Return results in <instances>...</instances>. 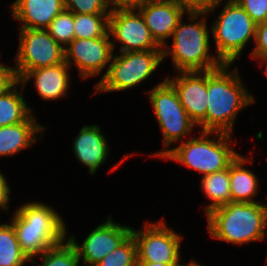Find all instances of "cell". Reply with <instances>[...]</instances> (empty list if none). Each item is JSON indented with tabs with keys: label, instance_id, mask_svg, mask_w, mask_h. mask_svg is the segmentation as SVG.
<instances>
[{
	"label": "cell",
	"instance_id": "6da1fadb",
	"mask_svg": "<svg viewBox=\"0 0 267 266\" xmlns=\"http://www.w3.org/2000/svg\"><path fill=\"white\" fill-rule=\"evenodd\" d=\"M231 65L223 64L207 71L206 131L233 134L235 119L240 111L256 103L244 86L238 68L231 70Z\"/></svg>",
	"mask_w": 267,
	"mask_h": 266
},
{
	"label": "cell",
	"instance_id": "7a4b0ae2",
	"mask_svg": "<svg viewBox=\"0 0 267 266\" xmlns=\"http://www.w3.org/2000/svg\"><path fill=\"white\" fill-rule=\"evenodd\" d=\"M14 211L9 220L15 229L21 250L31 265L37 264L36 256L67 238L66 224L54 207L42 201H31Z\"/></svg>",
	"mask_w": 267,
	"mask_h": 266
},
{
	"label": "cell",
	"instance_id": "3957f363",
	"mask_svg": "<svg viewBox=\"0 0 267 266\" xmlns=\"http://www.w3.org/2000/svg\"><path fill=\"white\" fill-rule=\"evenodd\" d=\"M207 15L187 13L189 22L180 19L171 37L172 47H162L163 59L170 56L177 73L214 70L224 64L216 54H210L212 28L207 26Z\"/></svg>",
	"mask_w": 267,
	"mask_h": 266
},
{
	"label": "cell",
	"instance_id": "277c9868",
	"mask_svg": "<svg viewBox=\"0 0 267 266\" xmlns=\"http://www.w3.org/2000/svg\"><path fill=\"white\" fill-rule=\"evenodd\" d=\"M207 231L216 240L242 246L265 239L267 204L230 202L207 215Z\"/></svg>",
	"mask_w": 267,
	"mask_h": 266
},
{
	"label": "cell",
	"instance_id": "5b68a950",
	"mask_svg": "<svg viewBox=\"0 0 267 266\" xmlns=\"http://www.w3.org/2000/svg\"><path fill=\"white\" fill-rule=\"evenodd\" d=\"M198 137H191L170 148L162 159L178 162L204 176L229 168L240 154L233 148L232 134L201 131Z\"/></svg>",
	"mask_w": 267,
	"mask_h": 266
},
{
	"label": "cell",
	"instance_id": "8992f818",
	"mask_svg": "<svg viewBox=\"0 0 267 266\" xmlns=\"http://www.w3.org/2000/svg\"><path fill=\"white\" fill-rule=\"evenodd\" d=\"M256 26L237 2L223 4L222 11L211 25L217 57L224 64L237 61L248 41H255Z\"/></svg>",
	"mask_w": 267,
	"mask_h": 266
},
{
	"label": "cell",
	"instance_id": "52a82bcc",
	"mask_svg": "<svg viewBox=\"0 0 267 266\" xmlns=\"http://www.w3.org/2000/svg\"><path fill=\"white\" fill-rule=\"evenodd\" d=\"M147 95L162 131L164 142V149L153 153L152 156L162 158L169 152L171 145L184 141V138L188 139L189 134L197 125L190 119L180 103L175 88L166 78L148 91Z\"/></svg>",
	"mask_w": 267,
	"mask_h": 266
},
{
	"label": "cell",
	"instance_id": "ba28073f",
	"mask_svg": "<svg viewBox=\"0 0 267 266\" xmlns=\"http://www.w3.org/2000/svg\"><path fill=\"white\" fill-rule=\"evenodd\" d=\"M163 50L113 54L106 75L95 84V94L129 90L142 84L163 62Z\"/></svg>",
	"mask_w": 267,
	"mask_h": 266
},
{
	"label": "cell",
	"instance_id": "9c48e42d",
	"mask_svg": "<svg viewBox=\"0 0 267 266\" xmlns=\"http://www.w3.org/2000/svg\"><path fill=\"white\" fill-rule=\"evenodd\" d=\"M19 44L13 66L19 80L27 71L65 61L64 48L45 29H19Z\"/></svg>",
	"mask_w": 267,
	"mask_h": 266
},
{
	"label": "cell",
	"instance_id": "30bf717a",
	"mask_svg": "<svg viewBox=\"0 0 267 266\" xmlns=\"http://www.w3.org/2000/svg\"><path fill=\"white\" fill-rule=\"evenodd\" d=\"M143 228L138 231L132 228L131 232L137 245L138 262L182 263L181 234L168 227L164 219L155 223L147 222Z\"/></svg>",
	"mask_w": 267,
	"mask_h": 266
},
{
	"label": "cell",
	"instance_id": "8fae6325",
	"mask_svg": "<svg viewBox=\"0 0 267 266\" xmlns=\"http://www.w3.org/2000/svg\"><path fill=\"white\" fill-rule=\"evenodd\" d=\"M109 32L103 36L93 39L74 38L65 48V62L78 70L81 80L100 75L105 69L106 75L115 53ZM107 68V69H106Z\"/></svg>",
	"mask_w": 267,
	"mask_h": 266
},
{
	"label": "cell",
	"instance_id": "7c38bea8",
	"mask_svg": "<svg viewBox=\"0 0 267 266\" xmlns=\"http://www.w3.org/2000/svg\"><path fill=\"white\" fill-rule=\"evenodd\" d=\"M108 32L114 41L113 50L115 43H121L119 52L163 50L151 36L143 16L137 9L111 11Z\"/></svg>",
	"mask_w": 267,
	"mask_h": 266
},
{
	"label": "cell",
	"instance_id": "4fadbf2b",
	"mask_svg": "<svg viewBox=\"0 0 267 266\" xmlns=\"http://www.w3.org/2000/svg\"><path fill=\"white\" fill-rule=\"evenodd\" d=\"M130 226L115 223L112 216L108 215L105 222L100 223L83 240L80 245L74 235L67 238L75 247L79 262L85 266H96L105 256L120 246L132 232Z\"/></svg>",
	"mask_w": 267,
	"mask_h": 266
},
{
	"label": "cell",
	"instance_id": "5bb4252c",
	"mask_svg": "<svg viewBox=\"0 0 267 266\" xmlns=\"http://www.w3.org/2000/svg\"><path fill=\"white\" fill-rule=\"evenodd\" d=\"M179 74V75H178ZM166 79L175 88L180 103L190 119L206 131V111L208 104L207 71L179 72Z\"/></svg>",
	"mask_w": 267,
	"mask_h": 266
},
{
	"label": "cell",
	"instance_id": "9a60e30c",
	"mask_svg": "<svg viewBox=\"0 0 267 266\" xmlns=\"http://www.w3.org/2000/svg\"><path fill=\"white\" fill-rule=\"evenodd\" d=\"M143 16L155 42L164 47L173 36L178 22L185 12L172 0H153L136 8Z\"/></svg>",
	"mask_w": 267,
	"mask_h": 266
},
{
	"label": "cell",
	"instance_id": "2e32d148",
	"mask_svg": "<svg viewBox=\"0 0 267 266\" xmlns=\"http://www.w3.org/2000/svg\"><path fill=\"white\" fill-rule=\"evenodd\" d=\"M102 132L96 124L84 125L72 142L74 156L79 163L88 167L90 175L95 174L109 157V144Z\"/></svg>",
	"mask_w": 267,
	"mask_h": 266
},
{
	"label": "cell",
	"instance_id": "e0dca14e",
	"mask_svg": "<svg viewBox=\"0 0 267 266\" xmlns=\"http://www.w3.org/2000/svg\"><path fill=\"white\" fill-rule=\"evenodd\" d=\"M70 66L64 61L58 65L27 71L18 81L24 88L31 79L34 80L36 91L43 100H59L68 97L70 83Z\"/></svg>",
	"mask_w": 267,
	"mask_h": 266
},
{
	"label": "cell",
	"instance_id": "ac0fdd59",
	"mask_svg": "<svg viewBox=\"0 0 267 266\" xmlns=\"http://www.w3.org/2000/svg\"><path fill=\"white\" fill-rule=\"evenodd\" d=\"M19 29H47L50 22L64 9V0H15L10 5Z\"/></svg>",
	"mask_w": 267,
	"mask_h": 266
},
{
	"label": "cell",
	"instance_id": "d6986e66",
	"mask_svg": "<svg viewBox=\"0 0 267 266\" xmlns=\"http://www.w3.org/2000/svg\"><path fill=\"white\" fill-rule=\"evenodd\" d=\"M33 113L21 123L0 127V156H15L37 142V134L43 138L46 126L40 125Z\"/></svg>",
	"mask_w": 267,
	"mask_h": 266
},
{
	"label": "cell",
	"instance_id": "ffe728a7",
	"mask_svg": "<svg viewBox=\"0 0 267 266\" xmlns=\"http://www.w3.org/2000/svg\"><path fill=\"white\" fill-rule=\"evenodd\" d=\"M249 158V159H248ZM253 160L241 153L230 164V192L231 202L253 203L258 193L259 181L253 171L245 168L246 163Z\"/></svg>",
	"mask_w": 267,
	"mask_h": 266
},
{
	"label": "cell",
	"instance_id": "44dd1931",
	"mask_svg": "<svg viewBox=\"0 0 267 266\" xmlns=\"http://www.w3.org/2000/svg\"><path fill=\"white\" fill-rule=\"evenodd\" d=\"M18 85L19 81L0 94V127L24 122L33 113L22 94L25 88Z\"/></svg>",
	"mask_w": 267,
	"mask_h": 266
},
{
	"label": "cell",
	"instance_id": "7402d4cb",
	"mask_svg": "<svg viewBox=\"0 0 267 266\" xmlns=\"http://www.w3.org/2000/svg\"><path fill=\"white\" fill-rule=\"evenodd\" d=\"M203 194L212 202L205 206L206 215L231 202L230 166L220 172L204 175L200 181Z\"/></svg>",
	"mask_w": 267,
	"mask_h": 266
},
{
	"label": "cell",
	"instance_id": "603a6c76",
	"mask_svg": "<svg viewBox=\"0 0 267 266\" xmlns=\"http://www.w3.org/2000/svg\"><path fill=\"white\" fill-rule=\"evenodd\" d=\"M30 260L22 252L11 222L0 224V266H25Z\"/></svg>",
	"mask_w": 267,
	"mask_h": 266
},
{
	"label": "cell",
	"instance_id": "cb8c5ba5",
	"mask_svg": "<svg viewBox=\"0 0 267 266\" xmlns=\"http://www.w3.org/2000/svg\"><path fill=\"white\" fill-rule=\"evenodd\" d=\"M110 14L74 13V38L93 39L108 33Z\"/></svg>",
	"mask_w": 267,
	"mask_h": 266
},
{
	"label": "cell",
	"instance_id": "d4e9b609",
	"mask_svg": "<svg viewBox=\"0 0 267 266\" xmlns=\"http://www.w3.org/2000/svg\"><path fill=\"white\" fill-rule=\"evenodd\" d=\"M40 258L41 266H78L80 264L77 251L67 238L44 251Z\"/></svg>",
	"mask_w": 267,
	"mask_h": 266
},
{
	"label": "cell",
	"instance_id": "484cf974",
	"mask_svg": "<svg viewBox=\"0 0 267 266\" xmlns=\"http://www.w3.org/2000/svg\"><path fill=\"white\" fill-rule=\"evenodd\" d=\"M96 266H138L137 245L132 234Z\"/></svg>",
	"mask_w": 267,
	"mask_h": 266
},
{
	"label": "cell",
	"instance_id": "4316f807",
	"mask_svg": "<svg viewBox=\"0 0 267 266\" xmlns=\"http://www.w3.org/2000/svg\"><path fill=\"white\" fill-rule=\"evenodd\" d=\"M46 30L65 48L74 39V13L64 9L50 22Z\"/></svg>",
	"mask_w": 267,
	"mask_h": 266
},
{
	"label": "cell",
	"instance_id": "83f0119b",
	"mask_svg": "<svg viewBox=\"0 0 267 266\" xmlns=\"http://www.w3.org/2000/svg\"><path fill=\"white\" fill-rule=\"evenodd\" d=\"M65 9L77 14H110L106 0H64Z\"/></svg>",
	"mask_w": 267,
	"mask_h": 266
},
{
	"label": "cell",
	"instance_id": "f1b7e54d",
	"mask_svg": "<svg viewBox=\"0 0 267 266\" xmlns=\"http://www.w3.org/2000/svg\"><path fill=\"white\" fill-rule=\"evenodd\" d=\"M253 42L255 46L250 53V57L260 62V66L262 67L267 63V20L256 26V36Z\"/></svg>",
	"mask_w": 267,
	"mask_h": 266
},
{
	"label": "cell",
	"instance_id": "f546056e",
	"mask_svg": "<svg viewBox=\"0 0 267 266\" xmlns=\"http://www.w3.org/2000/svg\"><path fill=\"white\" fill-rule=\"evenodd\" d=\"M237 3L257 25L267 20V0H238Z\"/></svg>",
	"mask_w": 267,
	"mask_h": 266
},
{
	"label": "cell",
	"instance_id": "4dcf8cb0",
	"mask_svg": "<svg viewBox=\"0 0 267 266\" xmlns=\"http://www.w3.org/2000/svg\"><path fill=\"white\" fill-rule=\"evenodd\" d=\"M186 14L204 13L207 14L215 5V0H172Z\"/></svg>",
	"mask_w": 267,
	"mask_h": 266
},
{
	"label": "cell",
	"instance_id": "1f68e13d",
	"mask_svg": "<svg viewBox=\"0 0 267 266\" xmlns=\"http://www.w3.org/2000/svg\"><path fill=\"white\" fill-rule=\"evenodd\" d=\"M17 81L14 67L5 66L0 62V94L6 92Z\"/></svg>",
	"mask_w": 267,
	"mask_h": 266
},
{
	"label": "cell",
	"instance_id": "d6a6232c",
	"mask_svg": "<svg viewBox=\"0 0 267 266\" xmlns=\"http://www.w3.org/2000/svg\"><path fill=\"white\" fill-rule=\"evenodd\" d=\"M10 189L6 177L0 171V208L5 212L9 211Z\"/></svg>",
	"mask_w": 267,
	"mask_h": 266
},
{
	"label": "cell",
	"instance_id": "836d02e7",
	"mask_svg": "<svg viewBox=\"0 0 267 266\" xmlns=\"http://www.w3.org/2000/svg\"><path fill=\"white\" fill-rule=\"evenodd\" d=\"M106 2L111 11L133 9V0H106Z\"/></svg>",
	"mask_w": 267,
	"mask_h": 266
},
{
	"label": "cell",
	"instance_id": "e575fe53",
	"mask_svg": "<svg viewBox=\"0 0 267 266\" xmlns=\"http://www.w3.org/2000/svg\"><path fill=\"white\" fill-rule=\"evenodd\" d=\"M185 264H164L158 262H138V266H184Z\"/></svg>",
	"mask_w": 267,
	"mask_h": 266
},
{
	"label": "cell",
	"instance_id": "d590c367",
	"mask_svg": "<svg viewBox=\"0 0 267 266\" xmlns=\"http://www.w3.org/2000/svg\"><path fill=\"white\" fill-rule=\"evenodd\" d=\"M222 1L224 0H215L216 5L207 14L209 15L212 14V12L216 10L219 7V5L222 4ZM226 1L227 3H232V2H237L238 0H226Z\"/></svg>",
	"mask_w": 267,
	"mask_h": 266
},
{
	"label": "cell",
	"instance_id": "8d00e7d4",
	"mask_svg": "<svg viewBox=\"0 0 267 266\" xmlns=\"http://www.w3.org/2000/svg\"><path fill=\"white\" fill-rule=\"evenodd\" d=\"M153 0H133V9H136L139 5L147 3Z\"/></svg>",
	"mask_w": 267,
	"mask_h": 266
},
{
	"label": "cell",
	"instance_id": "74e56055",
	"mask_svg": "<svg viewBox=\"0 0 267 266\" xmlns=\"http://www.w3.org/2000/svg\"><path fill=\"white\" fill-rule=\"evenodd\" d=\"M184 266H202V265H200L198 261L196 262V260L192 259L190 260L189 263L185 264Z\"/></svg>",
	"mask_w": 267,
	"mask_h": 266
},
{
	"label": "cell",
	"instance_id": "f35d334b",
	"mask_svg": "<svg viewBox=\"0 0 267 266\" xmlns=\"http://www.w3.org/2000/svg\"><path fill=\"white\" fill-rule=\"evenodd\" d=\"M264 74H265V76L267 77V63L266 64H264Z\"/></svg>",
	"mask_w": 267,
	"mask_h": 266
}]
</instances>
